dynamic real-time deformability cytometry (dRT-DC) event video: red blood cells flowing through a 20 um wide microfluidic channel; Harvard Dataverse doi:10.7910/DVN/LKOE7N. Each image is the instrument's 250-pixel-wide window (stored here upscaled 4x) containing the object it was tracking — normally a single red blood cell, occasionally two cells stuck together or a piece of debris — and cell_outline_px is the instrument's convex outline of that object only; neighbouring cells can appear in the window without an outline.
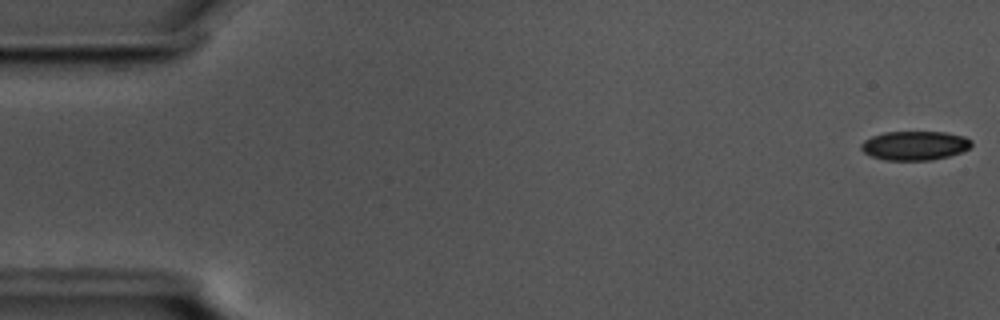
{"species": "common noctule bat (a hibernating species)", "species_latin": "Nyctalus noctula", "temperature_condition": "cold", "stored_images_in_passage": 56, "camera_frame_rate_fps": 3000, "um_per_image_px": 0.085, "animal": {"sex": "male", "body_mass_g": 17.5, "forearm_length_mm": 52.3}, "frame": {"image": 1, "passage_image": 1, "time_ms": 0.0, "image_size_px": [1000, 320], "cell_outline_px": [[972, 144], [968, 148], [960, 152], [948, 156], [932, 160], [884, 160], [872, 156], [864, 152], [860, 148], [860, 144], [864, 140], [872, 136], [884, 132], [944, 132], [964, 136], [972, 140]], "centroid_in_image_um": [77.74, 12.37], "position_along_channel_um": 7.3, "area_um2": 18.67}}
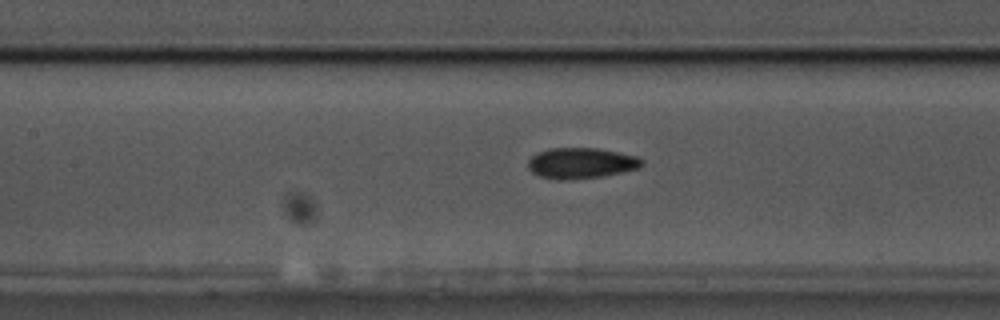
{"frame": {"image": 2, "passage_image": 25, "time_ms": 8.0, "image_size_px": [1000, 320], "cell_outline_px": [[644, 164], [636, 168], [604, 176], [568, 180], [556, 180], [540, 176], [532, 172], [528, 168], [528, 160], [536, 152], [548, 148], [596, 148], [636, 156], [644, 160]], "centroid_in_image_um": [49.34, 13.87], "position_along_channel_um": 158.1, "area_um2": 20.4}}
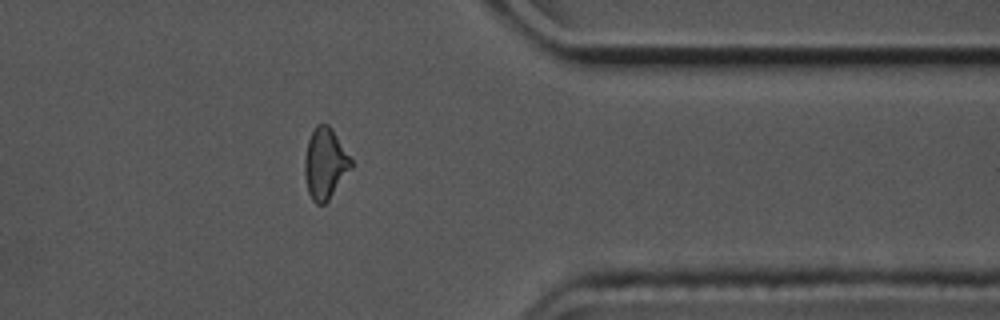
{"frame": {"image": 3, "passage_image": 45, "time_ms": 14.667, "image_size_px": [1000, 320], "cell_outline_px": [[352, 168], [328, 200], [324, 204], [316, 204], [312, 200], [308, 192], [304, 176], [304, 160], [308, 140], [316, 124], [328, 124], [332, 128], [352, 160]], "centroid_in_image_um": [27.62, 13.91], "position_along_channel_um": 383.8, "area_um2": 19.19}, "authors_computed_cell_mechanics": {"area_um2": 19.8254, "velocity_mm_per_s": 3.5879, "shape_relaxation_time_tau1_ms": 9.4925, "shape_relaxation_time_tau2_ms": 3.6836, "deformation_change_tau1": 0.1631, "deformation_change_tau2": 0.0878}}